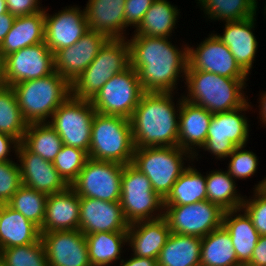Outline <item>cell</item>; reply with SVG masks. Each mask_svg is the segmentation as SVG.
I'll list each match as a JSON object with an SVG mask.
<instances>
[{"label": "cell", "mask_w": 266, "mask_h": 266, "mask_svg": "<svg viewBox=\"0 0 266 266\" xmlns=\"http://www.w3.org/2000/svg\"><path fill=\"white\" fill-rule=\"evenodd\" d=\"M45 13V44L55 54L58 50L72 46L89 31L85 10L79 6H68L50 15Z\"/></svg>", "instance_id": "e0dca14e"}, {"label": "cell", "mask_w": 266, "mask_h": 266, "mask_svg": "<svg viewBox=\"0 0 266 266\" xmlns=\"http://www.w3.org/2000/svg\"><path fill=\"white\" fill-rule=\"evenodd\" d=\"M88 158V154L84 150L63 145L56 155L53 165L70 186L77 179Z\"/></svg>", "instance_id": "ab89813d"}, {"label": "cell", "mask_w": 266, "mask_h": 266, "mask_svg": "<svg viewBox=\"0 0 266 266\" xmlns=\"http://www.w3.org/2000/svg\"><path fill=\"white\" fill-rule=\"evenodd\" d=\"M256 18L255 15L239 21L224 22L223 35L216 34L228 46L237 64L248 76L251 74L258 49V41L253 33Z\"/></svg>", "instance_id": "7402d4cb"}, {"label": "cell", "mask_w": 266, "mask_h": 266, "mask_svg": "<svg viewBox=\"0 0 266 266\" xmlns=\"http://www.w3.org/2000/svg\"><path fill=\"white\" fill-rule=\"evenodd\" d=\"M119 202L129 224L164 217V200L147 176L131 163L123 166Z\"/></svg>", "instance_id": "ba28073f"}, {"label": "cell", "mask_w": 266, "mask_h": 266, "mask_svg": "<svg viewBox=\"0 0 266 266\" xmlns=\"http://www.w3.org/2000/svg\"><path fill=\"white\" fill-rule=\"evenodd\" d=\"M205 16L211 20L239 21L257 15V0H197Z\"/></svg>", "instance_id": "d590c367"}, {"label": "cell", "mask_w": 266, "mask_h": 266, "mask_svg": "<svg viewBox=\"0 0 266 266\" xmlns=\"http://www.w3.org/2000/svg\"><path fill=\"white\" fill-rule=\"evenodd\" d=\"M48 266H91L83 232L63 230L41 232Z\"/></svg>", "instance_id": "ac0fdd59"}, {"label": "cell", "mask_w": 266, "mask_h": 266, "mask_svg": "<svg viewBox=\"0 0 266 266\" xmlns=\"http://www.w3.org/2000/svg\"><path fill=\"white\" fill-rule=\"evenodd\" d=\"M246 146H238L228 156L227 172L234 179L250 178L256 173L258 167V157L250 150L244 149Z\"/></svg>", "instance_id": "60d3db41"}, {"label": "cell", "mask_w": 266, "mask_h": 266, "mask_svg": "<svg viewBox=\"0 0 266 266\" xmlns=\"http://www.w3.org/2000/svg\"><path fill=\"white\" fill-rule=\"evenodd\" d=\"M3 266H48L43 241L0 250Z\"/></svg>", "instance_id": "f35d334b"}, {"label": "cell", "mask_w": 266, "mask_h": 266, "mask_svg": "<svg viewBox=\"0 0 266 266\" xmlns=\"http://www.w3.org/2000/svg\"><path fill=\"white\" fill-rule=\"evenodd\" d=\"M46 199L47 195L22 184L7 204L41 229Z\"/></svg>", "instance_id": "74e56055"}, {"label": "cell", "mask_w": 266, "mask_h": 266, "mask_svg": "<svg viewBox=\"0 0 266 266\" xmlns=\"http://www.w3.org/2000/svg\"><path fill=\"white\" fill-rule=\"evenodd\" d=\"M125 3L126 0H88L84 10L89 30L108 38H126Z\"/></svg>", "instance_id": "d4e9b609"}, {"label": "cell", "mask_w": 266, "mask_h": 266, "mask_svg": "<svg viewBox=\"0 0 266 266\" xmlns=\"http://www.w3.org/2000/svg\"><path fill=\"white\" fill-rule=\"evenodd\" d=\"M145 92L133 111L130 123L135 148L178 146L179 111L183 96Z\"/></svg>", "instance_id": "7a4b0ae2"}, {"label": "cell", "mask_w": 266, "mask_h": 266, "mask_svg": "<svg viewBox=\"0 0 266 266\" xmlns=\"http://www.w3.org/2000/svg\"><path fill=\"white\" fill-rule=\"evenodd\" d=\"M123 166L116 162L88 158L70 187L79 197L119 202Z\"/></svg>", "instance_id": "7c38bea8"}, {"label": "cell", "mask_w": 266, "mask_h": 266, "mask_svg": "<svg viewBox=\"0 0 266 266\" xmlns=\"http://www.w3.org/2000/svg\"><path fill=\"white\" fill-rule=\"evenodd\" d=\"M16 157L23 185L47 196L63 192L69 187L59 175L53 162L29 151L21 142L18 144Z\"/></svg>", "instance_id": "d6986e66"}, {"label": "cell", "mask_w": 266, "mask_h": 266, "mask_svg": "<svg viewBox=\"0 0 266 266\" xmlns=\"http://www.w3.org/2000/svg\"><path fill=\"white\" fill-rule=\"evenodd\" d=\"M253 192L251 198H244L242 208L252 219L253 226L260 236H266V187L254 189Z\"/></svg>", "instance_id": "7bdbcfd3"}, {"label": "cell", "mask_w": 266, "mask_h": 266, "mask_svg": "<svg viewBox=\"0 0 266 266\" xmlns=\"http://www.w3.org/2000/svg\"><path fill=\"white\" fill-rule=\"evenodd\" d=\"M188 166L164 199V206L189 205L207 200L206 175L193 165Z\"/></svg>", "instance_id": "d6a6232c"}, {"label": "cell", "mask_w": 266, "mask_h": 266, "mask_svg": "<svg viewBox=\"0 0 266 266\" xmlns=\"http://www.w3.org/2000/svg\"><path fill=\"white\" fill-rule=\"evenodd\" d=\"M248 266H266V236H260Z\"/></svg>", "instance_id": "7dc6e473"}, {"label": "cell", "mask_w": 266, "mask_h": 266, "mask_svg": "<svg viewBox=\"0 0 266 266\" xmlns=\"http://www.w3.org/2000/svg\"><path fill=\"white\" fill-rule=\"evenodd\" d=\"M5 2L8 12L15 17L32 15L44 10L40 0H5Z\"/></svg>", "instance_id": "f6af8a7d"}, {"label": "cell", "mask_w": 266, "mask_h": 266, "mask_svg": "<svg viewBox=\"0 0 266 266\" xmlns=\"http://www.w3.org/2000/svg\"><path fill=\"white\" fill-rule=\"evenodd\" d=\"M7 86L46 77L54 72V54L45 42L27 46L4 58Z\"/></svg>", "instance_id": "9a60e30c"}, {"label": "cell", "mask_w": 266, "mask_h": 266, "mask_svg": "<svg viewBox=\"0 0 266 266\" xmlns=\"http://www.w3.org/2000/svg\"><path fill=\"white\" fill-rule=\"evenodd\" d=\"M128 228L120 202L80 197L79 230L84 235L127 231Z\"/></svg>", "instance_id": "ffe728a7"}, {"label": "cell", "mask_w": 266, "mask_h": 266, "mask_svg": "<svg viewBox=\"0 0 266 266\" xmlns=\"http://www.w3.org/2000/svg\"><path fill=\"white\" fill-rule=\"evenodd\" d=\"M21 143L41 158L53 162L63 146L61 137L48 123H30Z\"/></svg>", "instance_id": "e575fe53"}, {"label": "cell", "mask_w": 266, "mask_h": 266, "mask_svg": "<svg viewBox=\"0 0 266 266\" xmlns=\"http://www.w3.org/2000/svg\"><path fill=\"white\" fill-rule=\"evenodd\" d=\"M213 114L207 109L182 99L179 111L178 147L198 158L206 142ZM199 150H197V148Z\"/></svg>", "instance_id": "44dd1931"}, {"label": "cell", "mask_w": 266, "mask_h": 266, "mask_svg": "<svg viewBox=\"0 0 266 266\" xmlns=\"http://www.w3.org/2000/svg\"><path fill=\"white\" fill-rule=\"evenodd\" d=\"M27 127L12 86H5L0 90V132L14 137L20 143Z\"/></svg>", "instance_id": "8d00e7d4"}, {"label": "cell", "mask_w": 266, "mask_h": 266, "mask_svg": "<svg viewBox=\"0 0 266 266\" xmlns=\"http://www.w3.org/2000/svg\"><path fill=\"white\" fill-rule=\"evenodd\" d=\"M194 156L178 146L135 148L131 164L150 180L153 190L164 200L178 177L188 167L184 160Z\"/></svg>", "instance_id": "8992f818"}, {"label": "cell", "mask_w": 266, "mask_h": 266, "mask_svg": "<svg viewBox=\"0 0 266 266\" xmlns=\"http://www.w3.org/2000/svg\"><path fill=\"white\" fill-rule=\"evenodd\" d=\"M8 9L5 0H0V14L7 13Z\"/></svg>", "instance_id": "f5cc1de1"}, {"label": "cell", "mask_w": 266, "mask_h": 266, "mask_svg": "<svg viewBox=\"0 0 266 266\" xmlns=\"http://www.w3.org/2000/svg\"><path fill=\"white\" fill-rule=\"evenodd\" d=\"M21 185L18 161H0V204H7Z\"/></svg>", "instance_id": "b9f144b4"}, {"label": "cell", "mask_w": 266, "mask_h": 266, "mask_svg": "<svg viewBox=\"0 0 266 266\" xmlns=\"http://www.w3.org/2000/svg\"><path fill=\"white\" fill-rule=\"evenodd\" d=\"M127 38H109L95 59L71 85V94L79 99L91 100L114 75L130 67Z\"/></svg>", "instance_id": "52a82bcc"}, {"label": "cell", "mask_w": 266, "mask_h": 266, "mask_svg": "<svg viewBox=\"0 0 266 266\" xmlns=\"http://www.w3.org/2000/svg\"><path fill=\"white\" fill-rule=\"evenodd\" d=\"M170 233L164 217L129 224L127 245L132 249L131 255L158 260Z\"/></svg>", "instance_id": "603a6c76"}, {"label": "cell", "mask_w": 266, "mask_h": 266, "mask_svg": "<svg viewBox=\"0 0 266 266\" xmlns=\"http://www.w3.org/2000/svg\"><path fill=\"white\" fill-rule=\"evenodd\" d=\"M197 47L187 46V69L202 70L232 79L249 77L237 64L228 46L211 33Z\"/></svg>", "instance_id": "5bb4252c"}, {"label": "cell", "mask_w": 266, "mask_h": 266, "mask_svg": "<svg viewBox=\"0 0 266 266\" xmlns=\"http://www.w3.org/2000/svg\"><path fill=\"white\" fill-rule=\"evenodd\" d=\"M264 93H260L261 96L259 97V115H260V121H262V125L266 126V91H263Z\"/></svg>", "instance_id": "f907efd6"}, {"label": "cell", "mask_w": 266, "mask_h": 266, "mask_svg": "<svg viewBox=\"0 0 266 266\" xmlns=\"http://www.w3.org/2000/svg\"><path fill=\"white\" fill-rule=\"evenodd\" d=\"M108 39L103 33L89 30L72 46L60 49L54 54V71L72 85L95 59Z\"/></svg>", "instance_id": "2e32d148"}, {"label": "cell", "mask_w": 266, "mask_h": 266, "mask_svg": "<svg viewBox=\"0 0 266 266\" xmlns=\"http://www.w3.org/2000/svg\"><path fill=\"white\" fill-rule=\"evenodd\" d=\"M222 226L230 234L238 262L247 265L260 238L252 219L243 208L224 211Z\"/></svg>", "instance_id": "484cf974"}, {"label": "cell", "mask_w": 266, "mask_h": 266, "mask_svg": "<svg viewBox=\"0 0 266 266\" xmlns=\"http://www.w3.org/2000/svg\"><path fill=\"white\" fill-rule=\"evenodd\" d=\"M135 145L130 120L95 113L88 157L94 160L130 164Z\"/></svg>", "instance_id": "5b68a950"}, {"label": "cell", "mask_w": 266, "mask_h": 266, "mask_svg": "<svg viewBox=\"0 0 266 266\" xmlns=\"http://www.w3.org/2000/svg\"><path fill=\"white\" fill-rule=\"evenodd\" d=\"M44 40V10L36 14L16 17L12 28L0 46V55L5 58L7 55L27 46L43 43Z\"/></svg>", "instance_id": "83f0119b"}, {"label": "cell", "mask_w": 266, "mask_h": 266, "mask_svg": "<svg viewBox=\"0 0 266 266\" xmlns=\"http://www.w3.org/2000/svg\"><path fill=\"white\" fill-rule=\"evenodd\" d=\"M119 266H158V260L132 255L130 259H122Z\"/></svg>", "instance_id": "c3c4849f"}, {"label": "cell", "mask_w": 266, "mask_h": 266, "mask_svg": "<svg viewBox=\"0 0 266 266\" xmlns=\"http://www.w3.org/2000/svg\"><path fill=\"white\" fill-rule=\"evenodd\" d=\"M232 239L221 226L201 238L200 266H239Z\"/></svg>", "instance_id": "1f68e13d"}, {"label": "cell", "mask_w": 266, "mask_h": 266, "mask_svg": "<svg viewBox=\"0 0 266 266\" xmlns=\"http://www.w3.org/2000/svg\"><path fill=\"white\" fill-rule=\"evenodd\" d=\"M85 238L91 266H110L122 260L121 250L127 245V231H102L85 235Z\"/></svg>", "instance_id": "4dcf8cb0"}, {"label": "cell", "mask_w": 266, "mask_h": 266, "mask_svg": "<svg viewBox=\"0 0 266 266\" xmlns=\"http://www.w3.org/2000/svg\"><path fill=\"white\" fill-rule=\"evenodd\" d=\"M19 142L12 136L0 132V161L13 160L10 158L11 151L16 155ZM12 149V150H11Z\"/></svg>", "instance_id": "bcb514c9"}, {"label": "cell", "mask_w": 266, "mask_h": 266, "mask_svg": "<svg viewBox=\"0 0 266 266\" xmlns=\"http://www.w3.org/2000/svg\"><path fill=\"white\" fill-rule=\"evenodd\" d=\"M154 0H126L125 3V35L127 27L136 28Z\"/></svg>", "instance_id": "ee69618b"}, {"label": "cell", "mask_w": 266, "mask_h": 266, "mask_svg": "<svg viewBox=\"0 0 266 266\" xmlns=\"http://www.w3.org/2000/svg\"><path fill=\"white\" fill-rule=\"evenodd\" d=\"M41 239L40 228L8 204H0V250L33 244Z\"/></svg>", "instance_id": "4316f807"}, {"label": "cell", "mask_w": 266, "mask_h": 266, "mask_svg": "<svg viewBox=\"0 0 266 266\" xmlns=\"http://www.w3.org/2000/svg\"><path fill=\"white\" fill-rule=\"evenodd\" d=\"M249 79H232L202 70L186 69L187 89L183 99L197 104L212 114L240 108L248 101L244 93Z\"/></svg>", "instance_id": "3957f363"}, {"label": "cell", "mask_w": 266, "mask_h": 266, "mask_svg": "<svg viewBox=\"0 0 266 266\" xmlns=\"http://www.w3.org/2000/svg\"><path fill=\"white\" fill-rule=\"evenodd\" d=\"M5 86H7V83L5 81L4 58L0 55V90Z\"/></svg>", "instance_id": "816d5d0a"}, {"label": "cell", "mask_w": 266, "mask_h": 266, "mask_svg": "<svg viewBox=\"0 0 266 266\" xmlns=\"http://www.w3.org/2000/svg\"><path fill=\"white\" fill-rule=\"evenodd\" d=\"M177 8L168 0H154L133 35L171 38L179 22L180 9Z\"/></svg>", "instance_id": "f546056e"}, {"label": "cell", "mask_w": 266, "mask_h": 266, "mask_svg": "<svg viewBox=\"0 0 266 266\" xmlns=\"http://www.w3.org/2000/svg\"><path fill=\"white\" fill-rule=\"evenodd\" d=\"M170 40L145 35H132L127 39L130 66L138 73L144 92L176 93L177 82L180 78L185 80L188 44L179 48Z\"/></svg>", "instance_id": "6da1fadb"}, {"label": "cell", "mask_w": 266, "mask_h": 266, "mask_svg": "<svg viewBox=\"0 0 266 266\" xmlns=\"http://www.w3.org/2000/svg\"><path fill=\"white\" fill-rule=\"evenodd\" d=\"M255 188L253 189H261V188H265L266 187V177H264V179L262 181H259V183L255 186Z\"/></svg>", "instance_id": "db71d44e"}, {"label": "cell", "mask_w": 266, "mask_h": 266, "mask_svg": "<svg viewBox=\"0 0 266 266\" xmlns=\"http://www.w3.org/2000/svg\"><path fill=\"white\" fill-rule=\"evenodd\" d=\"M12 88L28 124L49 122L54 111L71 95V85L56 71L43 78L19 82Z\"/></svg>", "instance_id": "277c9868"}, {"label": "cell", "mask_w": 266, "mask_h": 266, "mask_svg": "<svg viewBox=\"0 0 266 266\" xmlns=\"http://www.w3.org/2000/svg\"><path fill=\"white\" fill-rule=\"evenodd\" d=\"M144 93L138 73L130 66L112 76L90 101L99 114L130 119Z\"/></svg>", "instance_id": "30bf717a"}, {"label": "cell", "mask_w": 266, "mask_h": 266, "mask_svg": "<svg viewBox=\"0 0 266 266\" xmlns=\"http://www.w3.org/2000/svg\"><path fill=\"white\" fill-rule=\"evenodd\" d=\"M224 210L208 200L180 206H164L171 233L203 238L222 226Z\"/></svg>", "instance_id": "4fadbf2b"}, {"label": "cell", "mask_w": 266, "mask_h": 266, "mask_svg": "<svg viewBox=\"0 0 266 266\" xmlns=\"http://www.w3.org/2000/svg\"><path fill=\"white\" fill-rule=\"evenodd\" d=\"M96 110L90 100L72 94L54 111L48 122L61 137L63 145L89 153L91 127Z\"/></svg>", "instance_id": "9c48e42d"}, {"label": "cell", "mask_w": 266, "mask_h": 266, "mask_svg": "<svg viewBox=\"0 0 266 266\" xmlns=\"http://www.w3.org/2000/svg\"><path fill=\"white\" fill-rule=\"evenodd\" d=\"M80 197L69 186L46 199L45 216L40 232L79 229Z\"/></svg>", "instance_id": "cb8c5ba5"}, {"label": "cell", "mask_w": 266, "mask_h": 266, "mask_svg": "<svg viewBox=\"0 0 266 266\" xmlns=\"http://www.w3.org/2000/svg\"><path fill=\"white\" fill-rule=\"evenodd\" d=\"M15 18L16 17L9 12L0 14V46L5 39V36L12 28Z\"/></svg>", "instance_id": "681fc988"}, {"label": "cell", "mask_w": 266, "mask_h": 266, "mask_svg": "<svg viewBox=\"0 0 266 266\" xmlns=\"http://www.w3.org/2000/svg\"><path fill=\"white\" fill-rule=\"evenodd\" d=\"M235 182L226 170L209 171L206 173L207 200L224 211L242 208L246 195L242 196L237 191Z\"/></svg>", "instance_id": "836d02e7"}, {"label": "cell", "mask_w": 266, "mask_h": 266, "mask_svg": "<svg viewBox=\"0 0 266 266\" xmlns=\"http://www.w3.org/2000/svg\"><path fill=\"white\" fill-rule=\"evenodd\" d=\"M201 238L170 233L158 257V266H200Z\"/></svg>", "instance_id": "f1b7e54d"}, {"label": "cell", "mask_w": 266, "mask_h": 266, "mask_svg": "<svg viewBox=\"0 0 266 266\" xmlns=\"http://www.w3.org/2000/svg\"><path fill=\"white\" fill-rule=\"evenodd\" d=\"M246 102L238 109L213 114L206 142L201 149L225 160L238 146H246L249 138V120L245 111L252 108ZM244 112V113H243Z\"/></svg>", "instance_id": "8fae6325"}]
</instances>
